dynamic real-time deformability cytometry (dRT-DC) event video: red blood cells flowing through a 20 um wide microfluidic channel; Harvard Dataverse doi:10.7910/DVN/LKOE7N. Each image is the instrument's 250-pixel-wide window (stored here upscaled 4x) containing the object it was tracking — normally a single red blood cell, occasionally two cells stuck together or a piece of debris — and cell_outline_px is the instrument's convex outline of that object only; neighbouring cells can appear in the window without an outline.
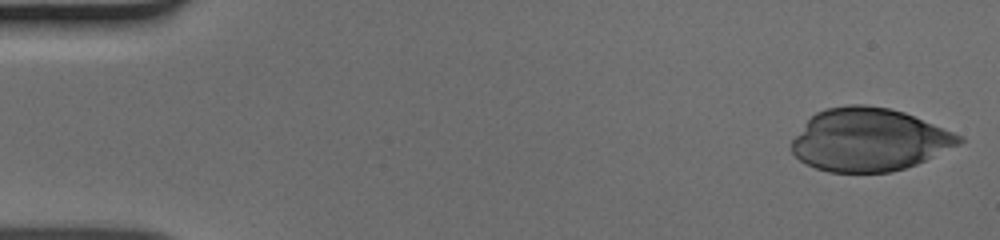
{"species": "human", "species_latin": "Homo sapiens", "temperature_condition": "cold", "stored_images_in_passage": 47, "camera_frame_rate_fps": 3000, "um_per_image_px": 0.085, "donor": {"sex": "male"}, "frame": {"image": 1, "passage_image": 1, "time_ms": 0.0, "image_size_px": [1000, 240], "cell_outline_px": [[964, 140], [960, 144], [916, 164], [892, 172], [828, 172], [816, 168], [800, 160], [792, 152], [792, 140], [804, 124], [816, 112], [824, 108], [848, 104], [864, 104], [888, 108], [904, 112], [964, 136]], "centroid_in_image_um": [73.87, 11.87], "position_along_channel_um": 11.1, "area_um2": 61.15}}